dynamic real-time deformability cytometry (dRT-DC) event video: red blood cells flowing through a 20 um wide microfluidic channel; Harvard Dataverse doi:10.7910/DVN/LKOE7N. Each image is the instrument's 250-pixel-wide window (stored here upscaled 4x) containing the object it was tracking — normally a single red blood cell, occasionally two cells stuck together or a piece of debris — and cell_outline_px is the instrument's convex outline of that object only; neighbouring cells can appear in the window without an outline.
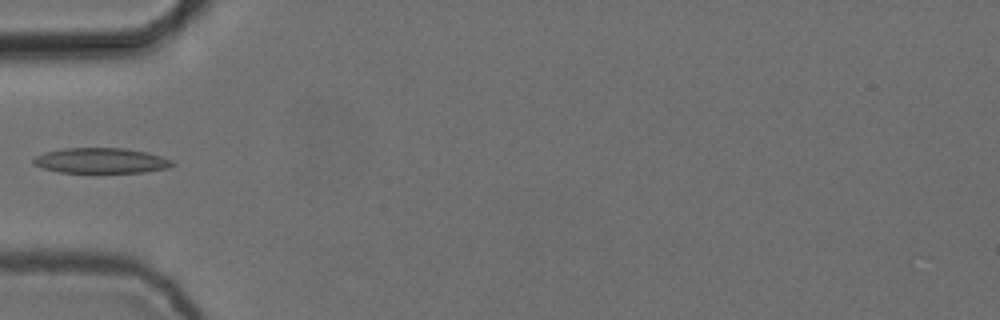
{"species": "common noctule bat (a hibernating species)", "species_latin": "Nyctalus noctula", "temperature_condition": "cold", "stored_images_in_passage": 6, "camera_frame_rate_fps": 3000, "um_per_image_px": 0.085, "animal": {"sex": "female", "body_mass_g": 24.6, "forearm_length_mm": 56.2}, "frame": {"image": 1, "passage_image": 5, "time_ms": 1.333, "image_size_px": [1000, 320], "cell_outline_px": [[176, 164], [168, 168], [144, 172], [60, 172], [40, 168], [32, 164], [32, 160], [36, 156], [44, 152], [64, 148], [124, 148], [148, 152], [172, 160]], "centroid_in_image_um": [8.57, 13.65], "position_along_channel_um": 76.4, "area_um2": 20.58}}